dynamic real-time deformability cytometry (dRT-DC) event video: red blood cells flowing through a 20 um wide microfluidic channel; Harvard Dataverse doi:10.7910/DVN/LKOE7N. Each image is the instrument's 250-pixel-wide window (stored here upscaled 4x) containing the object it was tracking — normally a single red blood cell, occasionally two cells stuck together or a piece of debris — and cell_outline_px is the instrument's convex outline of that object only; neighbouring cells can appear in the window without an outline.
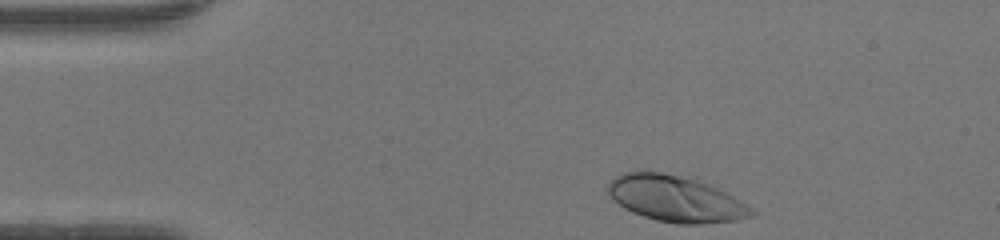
{"species": "human", "species_latin": "Homo sapiens", "temperature_condition": "warm", "stored_images_in_passage": 32, "camera_frame_rate_fps": 3000, "um_per_image_px": 0.085, "donor": {"sex": "female"}, "frame": {"image": 1, "passage_image": 1, "time_ms": 0.0, "image_size_px": [1000, 240], "cell_outline_px": [[756, 212], [752, 216], [736, 220], [696, 224], [676, 224], [656, 220], [632, 212], [624, 208], [612, 200], [608, 196], [608, 180], [624, 172], [660, 172], [696, 176], [740, 200], [752, 208]], "centroid_in_image_um": [57.42, 16.87], "position_along_channel_um": 27.6, "area_um2": 39.13}}
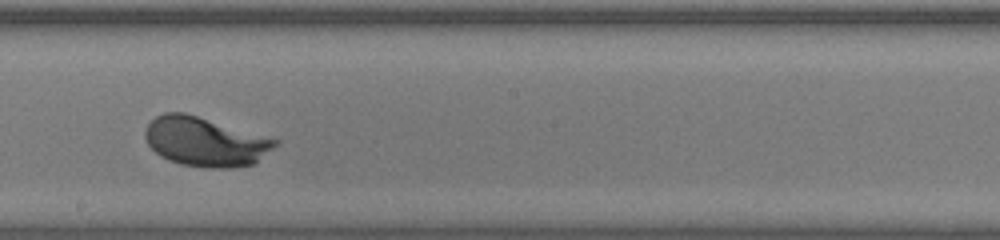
{"frame": {"image": 2, "passage_image": 20, "time_ms": 6.333, "image_size_px": [1000, 240], "cell_outline_px": [[280, 144], [256, 164], [232, 168], [208, 168], [180, 164], [168, 160], [160, 156], [148, 144], [144, 136], [144, 128], [156, 116], [164, 112], [184, 112], [280, 140]], "centroid_in_image_um": [17.47, 12.06], "position_along_channel_um": 230.7, "area_um2": 37.69}}
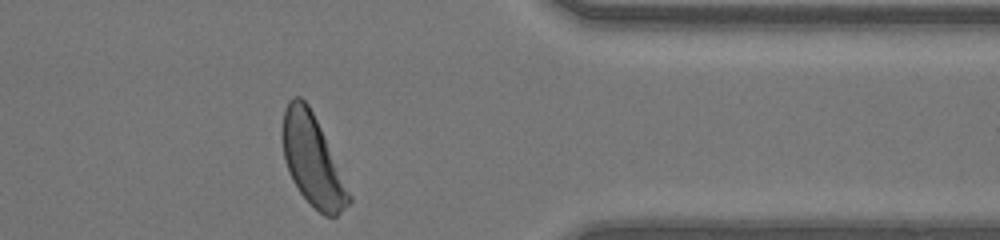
{"frame": {"image": 3, "passage_image": 32, "time_ms": 10.333, "image_size_px": [1000, 240], "cell_outline_px": [[352, 200], [336, 216], [324, 216], [300, 192], [292, 180], [284, 160], [280, 132], [284, 108], [288, 100], [292, 96], [300, 96], [308, 104], [320, 128], [352, 196]], "centroid_in_image_um": [26.51, 13.58], "position_along_channel_um": 384.9, "area_um2": 34.8}, "authors_computed_cell_mechanics": {"area_um2": 36.3273, "velocity_mm_per_s": 4.2456, "shape_relaxation_time_tau1_ms": 1.4614, "shape_relaxation_time_tau2_ms": null, "deformation_change_tau1": 0.1559, "deformation_change_tau2": null}}